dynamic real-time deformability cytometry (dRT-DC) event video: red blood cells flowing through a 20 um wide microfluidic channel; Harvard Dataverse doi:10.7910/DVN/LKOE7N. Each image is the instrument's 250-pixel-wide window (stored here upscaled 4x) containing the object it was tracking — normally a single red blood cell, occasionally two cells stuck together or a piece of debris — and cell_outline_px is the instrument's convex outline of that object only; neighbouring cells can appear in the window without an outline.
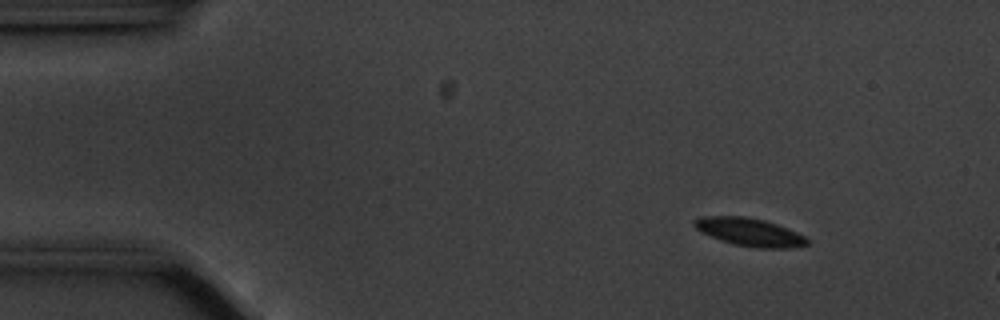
{"species": "common noctule bat (a hibernating species)", "species_latin": "Nyctalus noctula", "temperature_condition": "cold", "stored_images_in_passage": 13, "camera_frame_rate_fps": 3000, "um_per_image_px": 0.085, "animal": {"sex": "male", "body_mass_g": 20.1, "forearm_length_mm": 53.5}, "frame": {"image": 1, "passage_image": 6, "time_ms": 1.667, "image_size_px": [1000, 320], "cell_outline_px": [[808, 244], [788, 248], [756, 248], [732, 244], [720, 240], [700, 232], [692, 224], [692, 220], [704, 216], [744, 216], [764, 220], [776, 224], [796, 232], [804, 236], [808, 240]], "centroid_in_image_um": [63.66, 19.72], "position_along_channel_um": 21.3, "area_um2": 18.38}}